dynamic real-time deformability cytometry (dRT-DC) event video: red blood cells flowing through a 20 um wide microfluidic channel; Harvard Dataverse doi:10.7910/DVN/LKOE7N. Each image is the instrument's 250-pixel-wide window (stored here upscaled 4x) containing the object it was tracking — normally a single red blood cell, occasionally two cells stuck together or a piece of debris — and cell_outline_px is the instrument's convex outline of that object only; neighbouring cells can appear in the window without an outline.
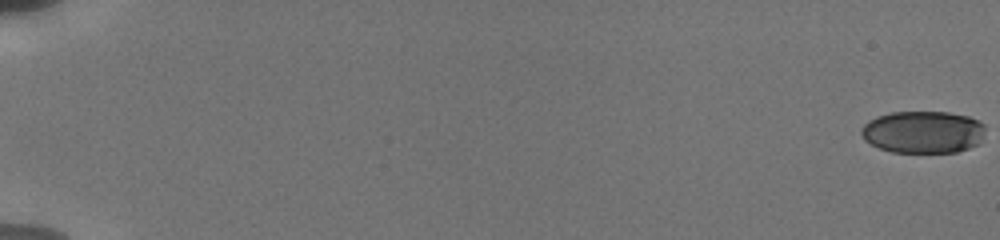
{"species": "human", "species_latin": "Homo sapiens", "temperature_condition": "cold", "stored_images_in_passage": 26, "camera_frame_rate_fps": 3000, "um_per_image_px": 0.085, "donor": {"sex": "male"}, "frame": {"image": 1, "passage_image": 1, "time_ms": 0.0, "image_size_px": [1000, 240], "cell_outline_px": [[984, 132], [980, 144], [956, 152], [892, 152], [880, 148], [864, 140], [860, 132], [864, 124], [868, 120], [876, 116], [892, 112], [948, 112], [968, 116], [984, 124]], "centroid_in_image_um": [78.46, 11.22], "position_along_channel_um": 6.5, "area_um2": 30.63}}
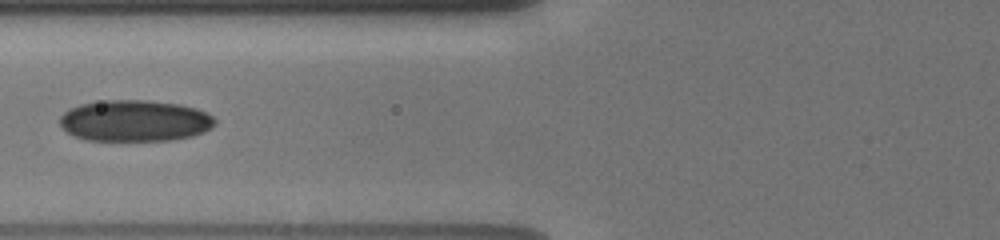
{"frame": {"image": 2, "passage_image": 19, "time_ms": 8.333, "image_size_px": [1000, 240], "cell_outline_px": [[216, 124], [212, 128], [204, 132], [192, 136], [172, 140], [84, 140], [72, 136], [60, 124], [60, 116], [68, 108], [80, 104], [104, 100], [148, 100], [180, 104], [196, 108], [208, 112], [216, 120]], "centroid_in_image_um": [11.47, 10.26], "position_along_channel_um": 114.3, "area_um2": 37.74}}
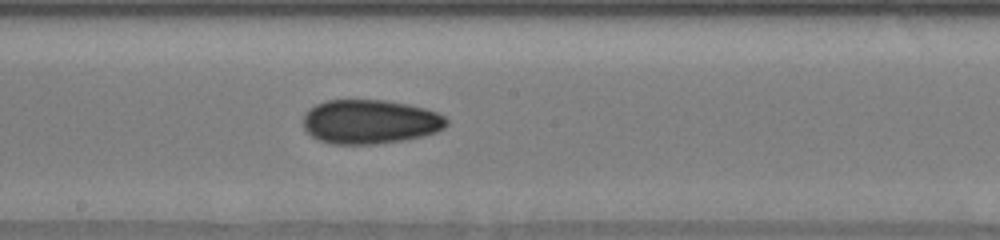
{"frame": {"image": 3, "passage_image": 26, "time_ms": 11.0, "image_size_px": [1000, 240], "cell_outline_px": [[448, 124], [444, 128], [436, 132], [424, 136], [404, 140], [372, 144], [332, 144], [320, 140], [312, 136], [304, 128], [304, 112], [308, 108], [316, 104], [328, 100], [388, 100], [408, 104], [424, 108], [436, 112], [444, 116], [448, 120]], "centroid_in_image_um": [31.46, 10.34], "position_along_channel_um": 216.7, "area_um2": 37.05}}